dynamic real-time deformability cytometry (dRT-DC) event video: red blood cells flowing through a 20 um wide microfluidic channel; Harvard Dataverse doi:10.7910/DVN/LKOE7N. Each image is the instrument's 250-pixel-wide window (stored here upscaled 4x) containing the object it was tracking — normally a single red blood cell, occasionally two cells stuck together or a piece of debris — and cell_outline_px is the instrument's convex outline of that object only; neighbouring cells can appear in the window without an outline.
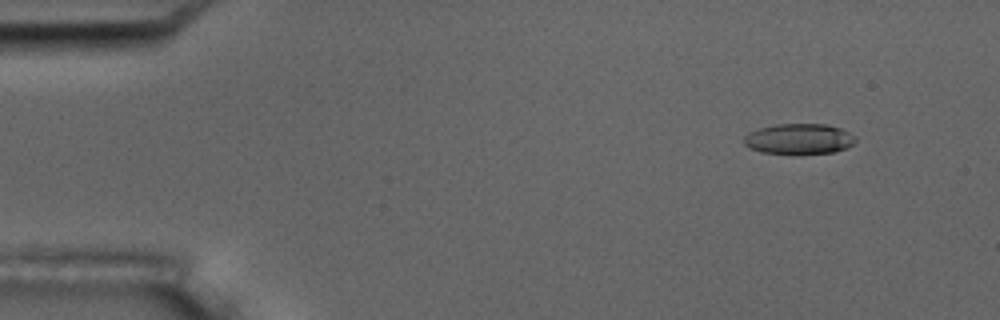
{"species": "common noctule bat (a hibernating species)", "species_latin": "Nyctalus noctula", "temperature_condition": "room temperature", "stored_images_in_passage": 4, "camera_frame_rate_fps": 3000, "um_per_image_px": 0.085, "animal": {"sex": "male", "body_mass_g": 17.5, "forearm_length_mm": 52.3}, "frame": {"image": 1, "passage_image": 1, "time_ms": 0.0, "image_size_px": [1000, 320], "cell_outline_px": [[856, 140], [848, 148], [836, 152], [800, 156], [796, 156], [760, 152], [748, 148], [744, 144], [744, 136], [748, 132], [760, 128], [776, 124], [828, 124], [840, 128], [856, 136]], "centroid_in_image_um": [67.92, 11.85], "position_along_channel_um": 17.1, "area_um2": 20.69}}
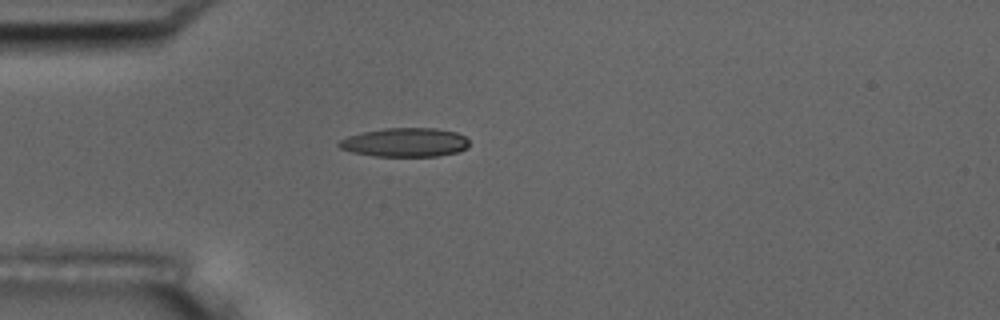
{"frame": {"image": 2, "passage_image": 3, "time_ms": 3.333, "image_size_px": [1000, 320], "cell_outline_px": [[468, 148], [456, 152], [436, 156], [372, 156], [352, 152], [340, 148], [336, 144], [340, 140], [348, 136], [364, 132], [384, 128], [436, 128], [456, 132], [464, 136], [468, 140]], "centroid_in_image_um": [34.42, 12.1], "position_along_channel_um": 50.6, "area_um2": 21.91}}